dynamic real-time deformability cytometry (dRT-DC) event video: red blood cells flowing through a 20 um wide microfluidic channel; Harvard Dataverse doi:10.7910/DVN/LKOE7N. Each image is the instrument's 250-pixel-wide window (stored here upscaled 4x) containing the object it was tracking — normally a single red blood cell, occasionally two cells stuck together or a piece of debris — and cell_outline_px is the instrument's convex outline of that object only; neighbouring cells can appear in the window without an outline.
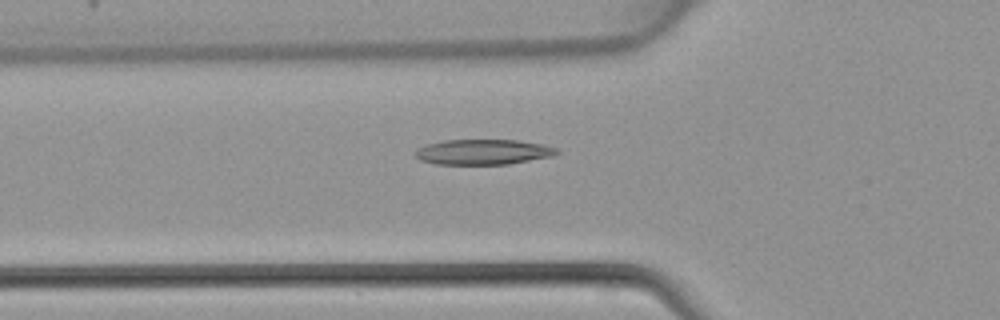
{"species": "common noctule bat (a hibernating species)", "species_latin": "Nyctalus noctula", "temperature_condition": "warm", "stored_images_in_passage": 45, "camera_frame_rate_fps": 3000, "um_per_image_px": 0.085, "animal": {"sex": "female", "body_mass_g": 22.7, "forearm_length_mm": 54.2}, "frame": {"image": 1, "passage_image": 16, "time_ms": 5.0, "image_size_px": [1000, 320], "cell_outline_px": [[560, 152], [552, 156], [508, 164], [436, 164], [420, 160], [412, 152], [416, 148], [428, 144], [444, 140], [516, 140], [544, 144], [556, 148]], "centroid_in_image_um": [41.04, 12.91], "position_along_channel_um": 84.8, "area_um2": 20.87}}
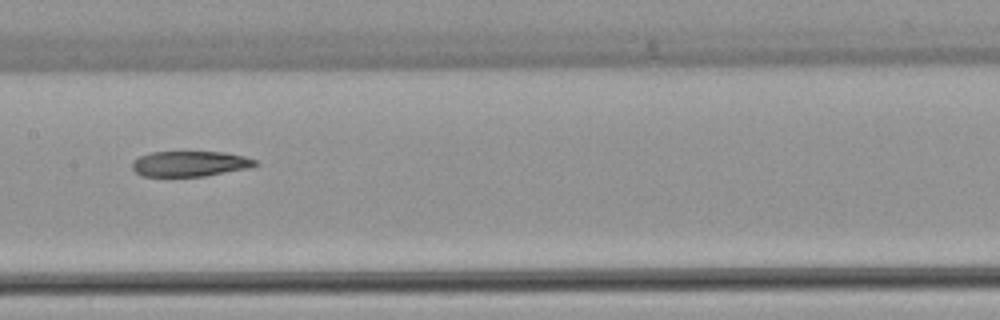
{"frame": {"image": 2, "passage_image": 23, "time_ms": 7.333, "image_size_px": [1000, 320], "cell_outline_px": [[260, 164], [252, 168], [204, 176], [140, 176], [132, 168], [132, 160], [140, 156], [152, 152], [224, 152], [244, 156], [256, 160]], "centroid_in_image_um": [16.18, 13.92], "position_along_channel_um": 191.2, "area_um2": 18.38}}
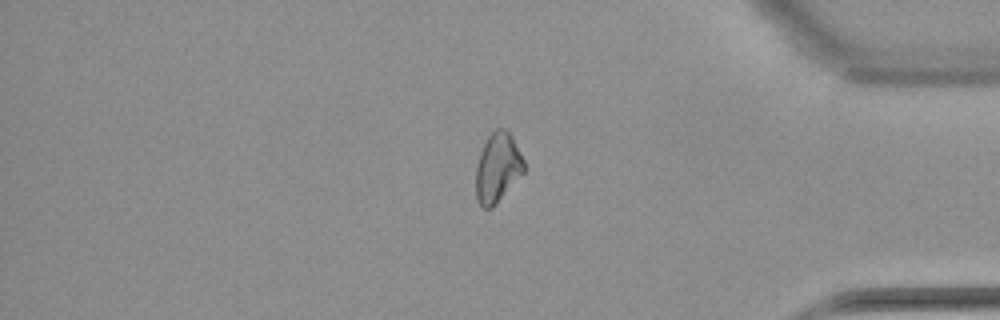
{"frame": {"image": 3, "passage_image": 38, "time_ms": 12.333, "image_size_px": [1000, 320], "cell_outline_px": [[524, 172], [492, 208], [484, 208], [476, 200], [476, 164], [480, 152], [488, 136], [496, 128], [504, 128], [512, 136], [524, 160]], "centroid_in_image_um": [42.28, 14.25], "position_along_channel_um": 392.9, "area_um2": 19.36}}